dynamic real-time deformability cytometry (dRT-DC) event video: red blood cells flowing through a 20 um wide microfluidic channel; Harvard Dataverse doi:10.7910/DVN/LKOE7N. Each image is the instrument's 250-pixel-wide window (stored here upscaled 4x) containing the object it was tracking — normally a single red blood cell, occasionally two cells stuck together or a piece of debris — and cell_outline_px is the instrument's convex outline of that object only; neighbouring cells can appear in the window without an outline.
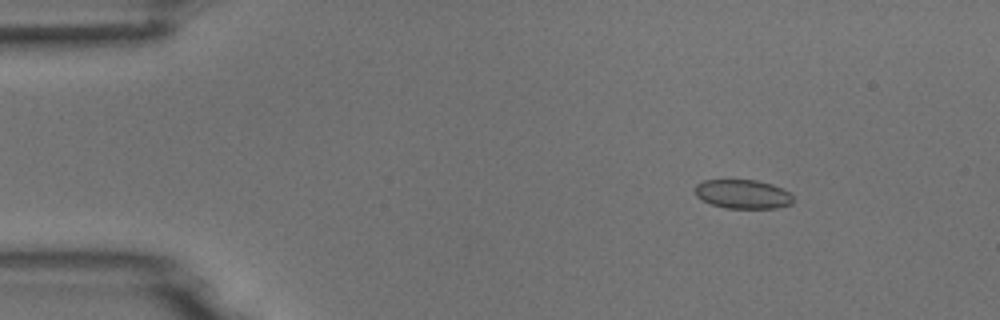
{"species": "common noctule bat (a hibernating species)", "species_latin": "Nyctalus noctula", "temperature_condition": "room temperature", "stored_images_in_passage": 5, "camera_frame_rate_fps": 3000, "um_per_image_px": 0.085, "animal": {"sex": "male", "body_mass_g": 18.8}, "frame": {"image": 1, "passage_image": 3, "time_ms": 2.333, "image_size_px": [1000, 320], "cell_outline_px": [[792, 204], [776, 208], [724, 208], [712, 204], [696, 196], [696, 184], [704, 180], [756, 180], [772, 184], [788, 192], [792, 196]], "centroid_in_image_um": [63.14, 16.5], "position_along_channel_um": 21.9, "area_um2": 16.42}}